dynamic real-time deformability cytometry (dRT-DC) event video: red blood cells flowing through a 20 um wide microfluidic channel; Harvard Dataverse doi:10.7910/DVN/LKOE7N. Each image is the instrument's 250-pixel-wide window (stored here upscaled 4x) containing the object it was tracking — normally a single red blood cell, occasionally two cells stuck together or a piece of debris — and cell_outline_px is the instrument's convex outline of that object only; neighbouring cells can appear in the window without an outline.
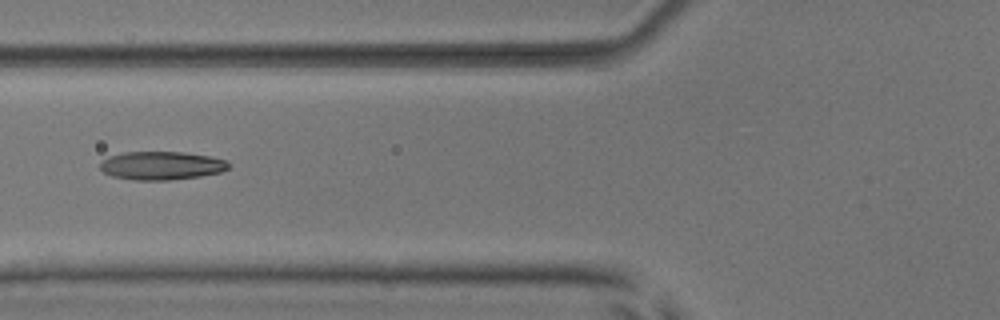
{"species": "common noctule bat (a hibernating species)", "species_latin": "Nyctalus noctula", "temperature_condition": "room temperature", "stored_images_in_passage": 4, "camera_frame_rate_fps": 3000, "um_per_image_px": 0.085, "animal": {"sex": "male", "body_mass_g": 17.9, "forearm_length_mm": 54.2}, "frame": {"image": 1, "passage_image": 4, "time_ms": 3.333, "image_size_px": [1000, 320], "cell_outline_px": [[232, 164], [228, 168], [220, 172], [200, 176], [168, 180], [136, 180], [112, 176], [104, 172], [100, 168], [100, 164], [104, 160], [112, 156], [124, 152], [184, 152], [208, 156], [228, 160]], "centroid_in_image_um": [13.77, 14.07], "position_along_channel_um": 112.0, "area_um2": 21.1}}